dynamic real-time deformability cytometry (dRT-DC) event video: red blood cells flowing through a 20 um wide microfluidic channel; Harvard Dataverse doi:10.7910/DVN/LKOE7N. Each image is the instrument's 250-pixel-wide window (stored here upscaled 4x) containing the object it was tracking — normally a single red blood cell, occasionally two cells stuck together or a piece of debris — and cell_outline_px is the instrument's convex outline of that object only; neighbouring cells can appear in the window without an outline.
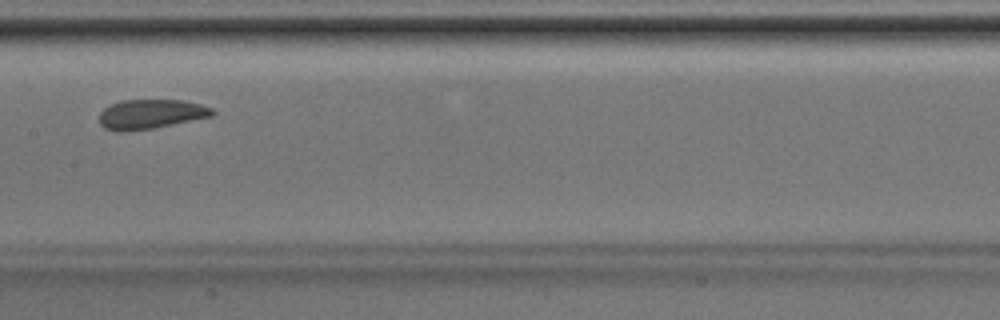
{"species": "Egyptian fruit bat (a non-hibernating species)", "species_latin": "Rousettus aegyptiacus", "temperature_condition": "room temperature", "stored_images_in_passage": 31, "camera_frame_rate_fps": 3000, "um_per_image_px": 0.085, "animal": {"sex": "male"}, "frame": {"image": 1, "passage_image": 14, "time_ms": 4.333, "image_size_px": [1000, 320], "cell_outline_px": [[216, 112], [212, 116], [152, 128], [128, 132], [116, 132], [104, 128], [100, 124], [100, 112], [104, 108], [112, 104], [124, 100], [184, 100], [200, 104], [212, 108]], "centroid_in_image_um": [12.8, 9.71], "position_along_channel_um": 194.6, "area_um2": 19.42}}